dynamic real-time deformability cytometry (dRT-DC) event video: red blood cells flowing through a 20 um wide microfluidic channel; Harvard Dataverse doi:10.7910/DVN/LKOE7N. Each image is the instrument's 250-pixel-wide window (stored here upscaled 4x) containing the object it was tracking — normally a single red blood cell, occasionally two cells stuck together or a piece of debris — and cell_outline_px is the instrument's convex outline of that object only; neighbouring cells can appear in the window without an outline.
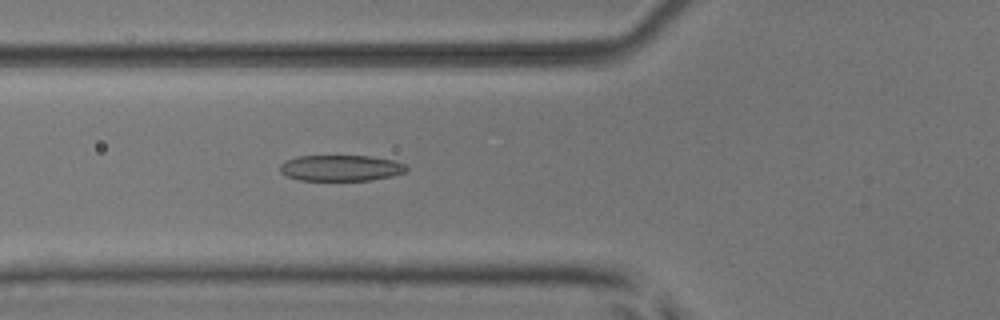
{"species": "common noctule bat (a hibernating species)", "species_latin": "Nyctalus noctula", "temperature_condition": "room temperature", "stored_images_in_passage": 52, "camera_frame_rate_fps": 3000, "um_per_image_px": 0.085, "animal": {"sex": "male", "body_mass_g": 17.9, "forearm_length_mm": 54.2}, "frame": {"image": 1, "passage_image": 20, "time_ms": 6.333, "image_size_px": [1000, 320], "cell_outline_px": [[408, 172], [392, 176], [372, 180], [300, 180], [284, 176], [280, 172], [280, 164], [284, 160], [296, 156], [368, 156], [392, 160], [404, 164], [408, 168]], "centroid_in_image_um": [28.94, 14.28], "position_along_channel_um": 96.9, "area_um2": 19.31}}
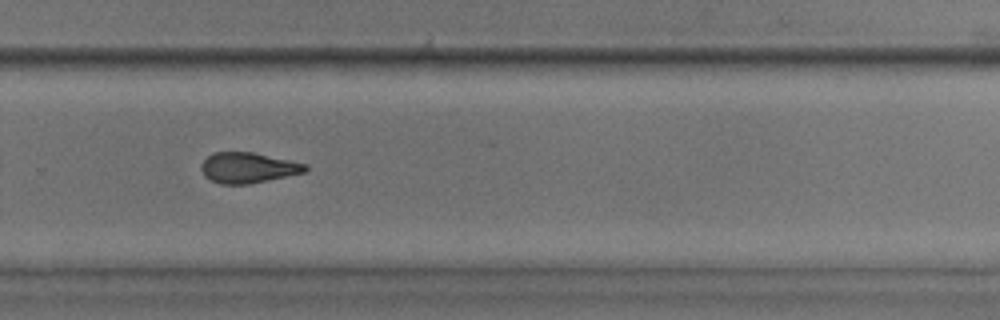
{"frame": {"image": 2, "passage_image": 36, "time_ms": 11.667, "image_size_px": [1000, 320], "cell_outline_px": [[308, 168], [304, 172], [248, 184], [220, 184], [204, 176], [200, 168], [200, 164], [212, 152], [252, 152], [308, 164]], "centroid_in_image_um": [21.04, 14.25], "position_along_channel_um": 308.8, "area_um2": 18.38}}
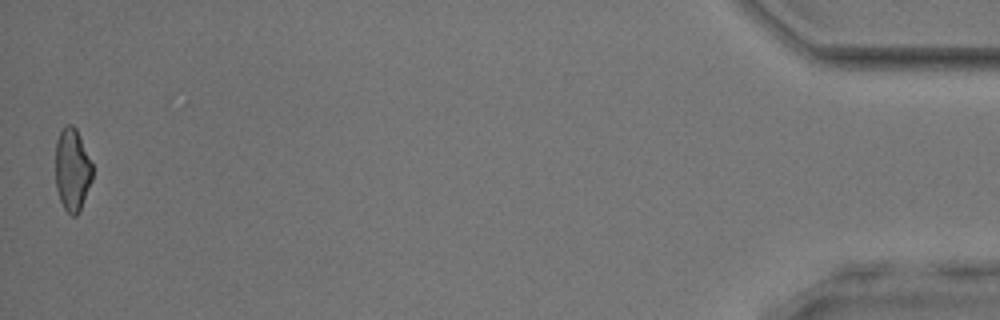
{"frame": {"image": 3, "passage_image": 52, "time_ms": 17.0, "image_size_px": [1000, 320], "cell_outline_px": [[92, 180], [80, 212], [76, 216], [72, 216], [64, 208], [60, 200], [56, 188], [56, 140], [60, 132], [68, 124], [72, 124], [76, 128], [80, 136], [92, 164]], "centroid_in_image_um": [6.15, 14.45], "position_along_channel_um": 429.1, "area_um2": 17.8}, "authors_computed_cell_mechanics": {"area_um2": 19.5075, "velocity_mm_per_s": 3.9774, "shape_relaxation_time_tau1_ms": 3.2861, "shape_relaxation_time_tau2_ms": 2.2422, "deformation_change_tau1": 0.1429, "deformation_change_tau2": 0.1098}}